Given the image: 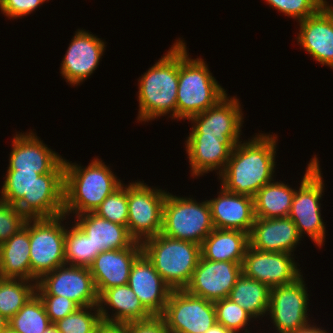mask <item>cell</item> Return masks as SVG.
Wrapping results in <instances>:
<instances>
[{
    "mask_svg": "<svg viewBox=\"0 0 333 333\" xmlns=\"http://www.w3.org/2000/svg\"><path fill=\"white\" fill-rule=\"evenodd\" d=\"M186 43L179 39V82L176 119L190 117L215 106L227 94L202 58L191 59Z\"/></svg>",
    "mask_w": 333,
    "mask_h": 333,
    "instance_id": "5b68a950",
    "label": "cell"
},
{
    "mask_svg": "<svg viewBox=\"0 0 333 333\" xmlns=\"http://www.w3.org/2000/svg\"><path fill=\"white\" fill-rule=\"evenodd\" d=\"M48 0H0V9L10 19L30 14Z\"/></svg>",
    "mask_w": 333,
    "mask_h": 333,
    "instance_id": "ab89813d",
    "label": "cell"
},
{
    "mask_svg": "<svg viewBox=\"0 0 333 333\" xmlns=\"http://www.w3.org/2000/svg\"><path fill=\"white\" fill-rule=\"evenodd\" d=\"M301 240L297 227L289 218H255L249 233V246L264 252L292 254Z\"/></svg>",
    "mask_w": 333,
    "mask_h": 333,
    "instance_id": "7402d4cb",
    "label": "cell"
},
{
    "mask_svg": "<svg viewBox=\"0 0 333 333\" xmlns=\"http://www.w3.org/2000/svg\"><path fill=\"white\" fill-rule=\"evenodd\" d=\"M249 247V233L215 228L201 245V256L211 261L243 263Z\"/></svg>",
    "mask_w": 333,
    "mask_h": 333,
    "instance_id": "83f0119b",
    "label": "cell"
},
{
    "mask_svg": "<svg viewBox=\"0 0 333 333\" xmlns=\"http://www.w3.org/2000/svg\"><path fill=\"white\" fill-rule=\"evenodd\" d=\"M7 171H27L39 174L64 172V159L44 144L36 134H16Z\"/></svg>",
    "mask_w": 333,
    "mask_h": 333,
    "instance_id": "e0dca14e",
    "label": "cell"
},
{
    "mask_svg": "<svg viewBox=\"0 0 333 333\" xmlns=\"http://www.w3.org/2000/svg\"><path fill=\"white\" fill-rule=\"evenodd\" d=\"M142 253L172 290L185 289L201 257V245L161 233L141 242Z\"/></svg>",
    "mask_w": 333,
    "mask_h": 333,
    "instance_id": "8992f818",
    "label": "cell"
},
{
    "mask_svg": "<svg viewBox=\"0 0 333 333\" xmlns=\"http://www.w3.org/2000/svg\"><path fill=\"white\" fill-rule=\"evenodd\" d=\"M2 333H17L14 330H12L9 326L2 332Z\"/></svg>",
    "mask_w": 333,
    "mask_h": 333,
    "instance_id": "7dc6e473",
    "label": "cell"
},
{
    "mask_svg": "<svg viewBox=\"0 0 333 333\" xmlns=\"http://www.w3.org/2000/svg\"><path fill=\"white\" fill-rule=\"evenodd\" d=\"M166 196L167 191L151 189L140 181L128 185L127 228L137 242L161 233Z\"/></svg>",
    "mask_w": 333,
    "mask_h": 333,
    "instance_id": "30bf717a",
    "label": "cell"
},
{
    "mask_svg": "<svg viewBox=\"0 0 333 333\" xmlns=\"http://www.w3.org/2000/svg\"><path fill=\"white\" fill-rule=\"evenodd\" d=\"M8 323L17 333H43L52 324L37 293L29 298Z\"/></svg>",
    "mask_w": 333,
    "mask_h": 333,
    "instance_id": "4dcf8cb0",
    "label": "cell"
},
{
    "mask_svg": "<svg viewBox=\"0 0 333 333\" xmlns=\"http://www.w3.org/2000/svg\"><path fill=\"white\" fill-rule=\"evenodd\" d=\"M228 299L243 307L253 318L264 317L269 309L270 288L242 273Z\"/></svg>",
    "mask_w": 333,
    "mask_h": 333,
    "instance_id": "f546056e",
    "label": "cell"
},
{
    "mask_svg": "<svg viewBox=\"0 0 333 333\" xmlns=\"http://www.w3.org/2000/svg\"><path fill=\"white\" fill-rule=\"evenodd\" d=\"M236 97L222 98L215 106L190 117L188 120L194 125L190 134H204L216 136L225 142H240L243 113L241 104Z\"/></svg>",
    "mask_w": 333,
    "mask_h": 333,
    "instance_id": "2e32d148",
    "label": "cell"
},
{
    "mask_svg": "<svg viewBox=\"0 0 333 333\" xmlns=\"http://www.w3.org/2000/svg\"><path fill=\"white\" fill-rule=\"evenodd\" d=\"M0 277L30 280L37 284L30 265V218L6 242L0 244Z\"/></svg>",
    "mask_w": 333,
    "mask_h": 333,
    "instance_id": "484cf974",
    "label": "cell"
},
{
    "mask_svg": "<svg viewBox=\"0 0 333 333\" xmlns=\"http://www.w3.org/2000/svg\"><path fill=\"white\" fill-rule=\"evenodd\" d=\"M95 333H130V328L127 324L108 323L102 321Z\"/></svg>",
    "mask_w": 333,
    "mask_h": 333,
    "instance_id": "b9f144b4",
    "label": "cell"
},
{
    "mask_svg": "<svg viewBox=\"0 0 333 333\" xmlns=\"http://www.w3.org/2000/svg\"><path fill=\"white\" fill-rule=\"evenodd\" d=\"M30 280L0 277V314L10 320L36 293V283Z\"/></svg>",
    "mask_w": 333,
    "mask_h": 333,
    "instance_id": "1f68e13d",
    "label": "cell"
},
{
    "mask_svg": "<svg viewBox=\"0 0 333 333\" xmlns=\"http://www.w3.org/2000/svg\"><path fill=\"white\" fill-rule=\"evenodd\" d=\"M303 275L293 283L270 288L268 314L279 333L308 327V293Z\"/></svg>",
    "mask_w": 333,
    "mask_h": 333,
    "instance_id": "4fadbf2b",
    "label": "cell"
},
{
    "mask_svg": "<svg viewBox=\"0 0 333 333\" xmlns=\"http://www.w3.org/2000/svg\"><path fill=\"white\" fill-rule=\"evenodd\" d=\"M130 333H170L164 319L161 316H152L143 321L126 323Z\"/></svg>",
    "mask_w": 333,
    "mask_h": 333,
    "instance_id": "60d3db41",
    "label": "cell"
},
{
    "mask_svg": "<svg viewBox=\"0 0 333 333\" xmlns=\"http://www.w3.org/2000/svg\"><path fill=\"white\" fill-rule=\"evenodd\" d=\"M293 254L264 252L248 247L242 263V273L269 288L293 283L301 276Z\"/></svg>",
    "mask_w": 333,
    "mask_h": 333,
    "instance_id": "9a60e30c",
    "label": "cell"
},
{
    "mask_svg": "<svg viewBox=\"0 0 333 333\" xmlns=\"http://www.w3.org/2000/svg\"><path fill=\"white\" fill-rule=\"evenodd\" d=\"M8 322L9 320L0 314V333H2L8 327Z\"/></svg>",
    "mask_w": 333,
    "mask_h": 333,
    "instance_id": "f6af8a7d",
    "label": "cell"
},
{
    "mask_svg": "<svg viewBox=\"0 0 333 333\" xmlns=\"http://www.w3.org/2000/svg\"><path fill=\"white\" fill-rule=\"evenodd\" d=\"M43 333H59V332L56 325L52 323L51 325L48 326L47 329L44 330Z\"/></svg>",
    "mask_w": 333,
    "mask_h": 333,
    "instance_id": "bcb514c9",
    "label": "cell"
},
{
    "mask_svg": "<svg viewBox=\"0 0 333 333\" xmlns=\"http://www.w3.org/2000/svg\"><path fill=\"white\" fill-rule=\"evenodd\" d=\"M51 323H56L80 308L74 301L56 295H39Z\"/></svg>",
    "mask_w": 333,
    "mask_h": 333,
    "instance_id": "f35d334b",
    "label": "cell"
},
{
    "mask_svg": "<svg viewBox=\"0 0 333 333\" xmlns=\"http://www.w3.org/2000/svg\"><path fill=\"white\" fill-rule=\"evenodd\" d=\"M105 42L86 32L79 30L72 38L61 63V74L71 85H80L99 65L105 50Z\"/></svg>",
    "mask_w": 333,
    "mask_h": 333,
    "instance_id": "ac0fdd59",
    "label": "cell"
},
{
    "mask_svg": "<svg viewBox=\"0 0 333 333\" xmlns=\"http://www.w3.org/2000/svg\"><path fill=\"white\" fill-rule=\"evenodd\" d=\"M27 218L15 205L0 199V244L6 242L21 227Z\"/></svg>",
    "mask_w": 333,
    "mask_h": 333,
    "instance_id": "74e56055",
    "label": "cell"
},
{
    "mask_svg": "<svg viewBox=\"0 0 333 333\" xmlns=\"http://www.w3.org/2000/svg\"><path fill=\"white\" fill-rule=\"evenodd\" d=\"M67 266V267H66ZM38 295L63 296L79 307L98 305L99 295L88 267L62 265L43 275L36 284Z\"/></svg>",
    "mask_w": 333,
    "mask_h": 333,
    "instance_id": "7c38bea8",
    "label": "cell"
},
{
    "mask_svg": "<svg viewBox=\"0 0 333 333\" xmlns=\"http://www.w3.org/2000/svg\"><path fill=\"white\" fill-rule=\"evenodd\" d=\"M121 185L94 211L99 217L127 227L128 221V186Z\"/></svg>",
    "mask_w": 333,
    "mask_h": 333,
    "instance_id": "e575fe53",
    "label": "cell"
},
{
    "mask_svg": "<svg viewBox=\"0 0 333 333\" xmlns=\"http://www.w3.org/2000/svg\"><path fill=\"white\" fill-rule=\"evenodd\" d=\"M142 254V247H128L103 251L88 267L100 295L104 290L128 284L134 261Z\"/></svg>",
    "mask_w": 333,
    "mask_h": 333,
    "instance_id": "44dd1931",
    "label": "cell"
},
{
    "mask_svg": "<svg viewBox=\"0 0 333 333\" xmlns=\"http://www.w3.org/2000/svg\"><path fill=\"white\" fill-rule=\"evenodd\" d=\"M276 135L259 134L236 144L224 170L219 174L221 186L227 191L254 197L273 181Z\"/></svg>",
    "mask_w": 333,
    "mask_h": 333,
    "instance_id": "6da1fadb",
    "label": "cell"
},
{
    "mask_svg": "<svg viewBox=\"0 0 333 333\" xmlns=\"http://www.w3.org/2000/svg\"><path fill=\"white\" fill-rule=\"evenodd\" d=\"M185 142L191 175L195 177L215 169L219 170L220 174L235 146L233 142H225L216 136H204V134H189Z\"/></svg>",
    "mask_w": 333,
    "mask_h": 333,
    "instance_id": "cb8c5ba5",
    "label": "cell"
},
{
    "mask_svg": "<svg viewBox=\"0 0 333 333\" xmlns=\"http://www.w3.org/2000/svg\"><path fill=\"white\" fill-rule=\"evenodd\" d=\"M318 163V158L314 156L308 164L300 188L295 190L288 217L296 225L301 238L306 232L318 247H322L326 231L319 201L322 199L324 183Z\"/></svg>",
    "mask_w": 333,
    "mask_h": 333,
    "instance_id": "ba28073f",
    "label": "cell"
},
{
    "mask_svg": "<svg viewBox=\"0 0 333 333\" xmlns=\"http://www.w3.org/2000/svg\"><path fill=\"white\" fill-rule=\"evenodd\" d=\"M297 42L318 63L333 69V11L319 10L299 21Z\"/></svg>",
    "mask_w": 333,
    "mask_h": 333,
    "instance_id": "603a6c76",
    "label": "cell"
},
{
    "mask_svg": "<svg viewBox=\"0 0 333 333\" xmlns=\"http://www.w3.org/2000/svg\"><path fill=\"white\" fill-rule=\"evenodd\" d=\"M161 317L170 333H205L217 323L214 302L172 290Z\"/></svg>",
    "mask_w": 333,
    "mask_h": 333,
    "instance_id": "8fae6325",
    "label": "cell"
},
{
    "mask_svg": "<svg viewBox=\"0 0 333 333\" xmlns=\"http://www.w3.org/2000/svg\"><path fill=\"white\" fill-rule=\"evenodd\" d=\"M76 225L90 238L93 251L99 255L103 251L142 247L129 233L128 228L99 217L94 212L76 216Z\"/></svg>",
    "mask_w": 333,
    "mask_h": 333,
    "instance_id": "d4e9b609",
    "label": "cell"
},
{
    "mask_svg": "<svg viewBox=\"0 0 333 333\" xmlns=\"http://www.w3.org/2000/svg\"><path fill=\"white\" fill-rule=\"evenodd\" d=\"M128 285L152 316L163 314L172 289L143 253L132 265Z\"/></svg>",
    "mask_w": 333,
    "mask_h": 333,
    "instance_id": "d6986e66",
    "label": "cell"
},
{
    "mask_svg": "<svg viewBox=\"0 0 333 333\" xmlns=\"http://www.w3.org/2000/svg\"><path fill=\"white\" fill-rule=\"evenodd\" d=\"M179 82V40L139 79V121L171 113L176 119Z\"/></svg>",
    "mask_w": 333,
    "mask_h": 333,
    "instance_id": "277c9868",
    "label": "cell"
},
{
    "mask_svg": "<svg viewBox=\"0 0 333 333\" xmlns=\"http://www.w3.org/2000/svg\"><path fill=\"white\" fill-rule=\"evenodd\" d=\"M122 184L98 158L85 168L64 159V214L94 212Z\"/></svg>",
    "mask_w": 333,
    "mask_h": 333,
    "instance_id": "3957f363",
    "label": "cell"
},
{
    "mask_svg": "<svg viewBox=\"0 0 333 333\" xmlns=\"http://www.w3.org/2000/svg\"><path fill=\"white\" fill-rule=\"evenodd\" d=\"M242 274V264L230 261H211L200 257L192 279L185 290L211 302L228 298Z\"/></svg>",
    "mask_w": 333,
    "mask_h": 333,
    "instance_id": "5bb4252c",
    "label": "cell"
},
{
    "mask_svg": "<svg viewBox=\"0 0 333 333\" xmlns=\"http://www.w3.org/2000/svg\"><path fill=\"white\" fill-rule=\"evenodd\" d=\"M105 305L114 309L113 316L110 317ZM98 308L101 320L108 323L126 324L152 317L128 284L104 290L99 295Z\"/></svg>",
    "mask_w": 333,
    "mask_h": 333,
    "instance_id": "4316f807",
    "label": "cell"
},
{
    "mask_svg": "<svg viewBox=\"0 0 333 333\" xmlns=\"http://www.w3.org/2000/svg\"><path fill=\"white\" fill-rule=\"evenodd\" d=\"M295 189L280 182H269L253 197L255 218L289 216Z\"/></svg>",
    "mask_w": 333,
    "mask_h": 333,
    "instance_id": "f1b7e54d",
    "label": "cell"
},
{
    "mask_svg": "<svg viewBox=\"0 0 333 333\" xmlns=\"http://www.w3.org/2000/svg\"><path fill=\"white\" fill-rule=\"evenodd\" d=\"M207 201L214 228L250 233L255 221L253 197L227 191L221 186L218 197Z\"/></svg>",
    "mask_w": 333,
    "mask_h": 333,
    "instance_id": "ffe728a7",
    "label": "cell"
},
{
    "mask_svg": "<svg viewBox=\"0 0 333 333\" xmlns=\"http://www.w3.org/2000/svg\"><path fill=\"white\" fill-rule=\"evenodd\" d=\"M288 333H327L326 330H321V328H318L317 326L309 325L308 327L297 330V331H292Z\"/></svg>",
    "mask_w": 333,
    "mask_h": 333,
    "instance_id": "7bdbcfd3",
    "label": "cell"
},
{
    "mask_svg": "<svg viewBox=\"0 0 333 333\" xmlns=\"http://www.w3.org/2000/svg\"><path fill=\"white\" fill-rule=\"evenodd\" d=\"M205 333H235L232 330L225 328L223 325L216 323L210 329H208Z\"/></svg>",
    "mask_w": 333,
    "mask_h": 333,
    "instance_id": "ee69618b",
    "label": "cell"
},
{
    "mask_svg": "<svg viewBox=\"0 0 333 333\" xmlns=\"http://www.w3.org/2000/svg\"><path fill=\"white\" fill-rule=\"evenodd\" d=\"M208 201L196 202L169 192L163 205L161 234L202 245L214 230Z\"/></svg>",
    "mask_w": 333,
    "mask_h": 333,
    "instance_id": "52a82bcc",
    "label": "cell"
},
{
    "mask_svg": "<svg viewBox=\"0 0 333 333\" xmlns=\"http://www.w3.org/2000/svg\"><path fill=\"white\" fill-rule=\"evenodd\" d=\"M4 178L0 199L15 205L26 218L64 214V172L7 171Z\"/></svg>",
    "mask_w": 333,
    "mask_h": 333,
    "instance_id": "7a4b0ae2",
    "label": "cell"
},
{
    "mask_svg": "<svg viewBox=\"0 0 333 333\" xmlns=\"http://www.w3.org/2000/svg\"><path fill=\"white\" fill-rule=\"evenodd\" d=\"M217 323L225 328L238 333L246 327L253 317L243 307L224 298L214 302Z\"/></svg>",
    "mask_w": 333,
    "mask_h": 333,
    "instance_id": "8d00e7d4",
    "label": "cell"
},
{
    "mask_svg": "<svg viewBox=\"0 0 333 333\" xmlns=\"http://www.w3.org/2000/svg\"><path fill=\"white\" fill-rule=\"evenodd\" d=\"M101 322L98 305H92L80 307L54 324L59 333H95Z\"/></svg>",
    "mask_w": 333,
    "mask_h": 333,
    "instance_id": "836d02e7",
    "label": "cell"
},
{
    "mask_svg": "<svg viewBox=\"0 0 333 333\" xmlns=\"http://www.w3.org/2000/svg\"><path fill=\"white\" fill-rule=\"evenodd\" d=\"M68 229L64 244L66 265L89 267L97 256L90 238L76 224Z\"/></svg>",
    "mask_w": 333,
    "mask_h": 333,
    "instance_id": "d6a6232c",
    "label": "cell"
},
{
    "mask_svg": "<svg viewBox=\"0 0 333 333\" xmlns=\"http://www.w3.org/2000/svg\"><path fill=\"white\" fill-rule=\"evenodd\" d=\"M266 2L286 16L297 19L298 22L316 14L319 10L333 11V6L327 4L326 0H266Z\"/></svg>",
    "mask_w": 333,
    "mask_h": 333,
    "instance_id": "d590c367",
    "label": "cell"
},
{
    "mask_svg": "<svg viewBox=\"0 0 333 333\" xmlns=\"http://www.w3.org/2000/svg\"><path fill=\"white\" fill-rule=\"evenodd\" d=\"M65 218V214L52 218H30V265L31 273L37 280L66 264V228L61 225Z\"/></svg>",
    "mask_w": 333,
    "mask_h": 333,
    "instance_id": "9c48e42d",
    "label": "cell"
}]
</instances>
